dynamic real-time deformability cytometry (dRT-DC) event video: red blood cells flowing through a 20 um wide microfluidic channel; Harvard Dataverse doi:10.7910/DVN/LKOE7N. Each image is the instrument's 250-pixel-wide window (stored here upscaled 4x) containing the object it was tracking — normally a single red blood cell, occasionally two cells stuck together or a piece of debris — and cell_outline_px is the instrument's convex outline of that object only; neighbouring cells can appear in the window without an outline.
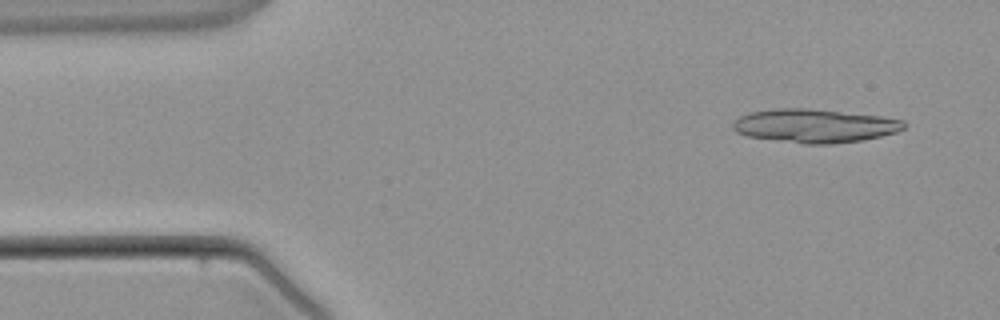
{"species": "common noctule bat (a hibernating species)", "species_latin": "Nyctalus noctula", "temperature_condition": "warm", "stored_images_in_passage": 4, "camera_frame_rate_fps": 3000, "um_per_image_px": 0.085, "animal": {"sex": "male", "body_mass_g": 21.5, "forearm_length_mm": 52.0}, "frame": {"image": 1, "passage_image": 1, "time_ms": 0.0, "image_size_px": [1000, 320], "cell_outline_px": [[908, 124], [904, 128], [896, 132], [880, 136], [860, 140], [832, 144], [804, 144], [748, 136], [736, 132], [732, 128], [732, 124], [740, 116], [748, 112], [772, 108], [808, 108], [880, 116], [904, 120]], "centroid_in_image_um": [69.23, 10.68], "position_along_channel_um": 15.8, "area_um2": 33.52}}
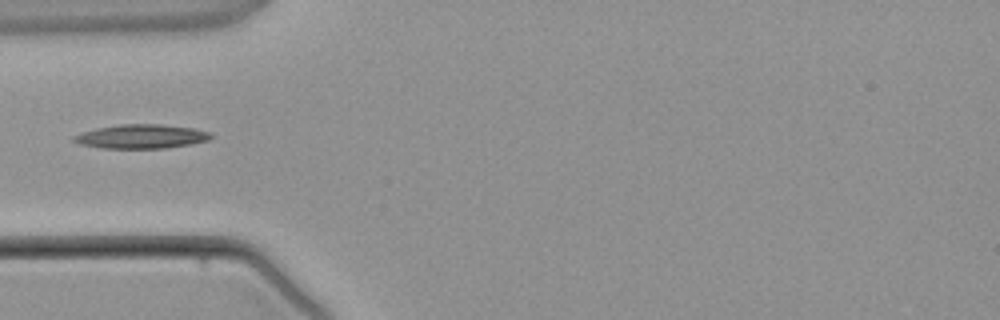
{"frame": {"image": 2, "passage_image": 3, "time_ms": 3.333, "image_size_px": [1000, 320], "cell_outline_px": [[212, 136], [208, 140], [192, 144], [164, 148], [100, 148], [80, 144], [72, 140], [72, 136], [96, 128], [120, 124], [160, 124], [192, 128], [212, 132]], "centroid_in_image_um": [12.01, 11.6], "position_along_channel_um": 73.0, "area_um2": 19.19}}
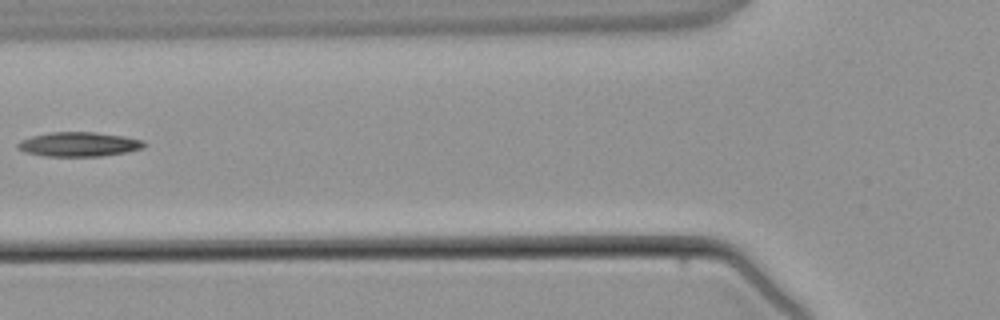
{"frame": {"image": 3, "passage_image": 4, "time_ms": 4.333, "image_size_px": [1000, 320], "cell_outline_px": [[148, 144], [144, 148], [128, 152], [100, 156], [44, 156], [24, 152], [16, 148], [16, 144], [20, 140], [32, 136], [52, 132], [96, 132], [124, 136], [144, 140]], "centroid_in_image_um": [6.73, 12.26], "position_along_channel_um": 119.1, "area_um2": 18.21}}